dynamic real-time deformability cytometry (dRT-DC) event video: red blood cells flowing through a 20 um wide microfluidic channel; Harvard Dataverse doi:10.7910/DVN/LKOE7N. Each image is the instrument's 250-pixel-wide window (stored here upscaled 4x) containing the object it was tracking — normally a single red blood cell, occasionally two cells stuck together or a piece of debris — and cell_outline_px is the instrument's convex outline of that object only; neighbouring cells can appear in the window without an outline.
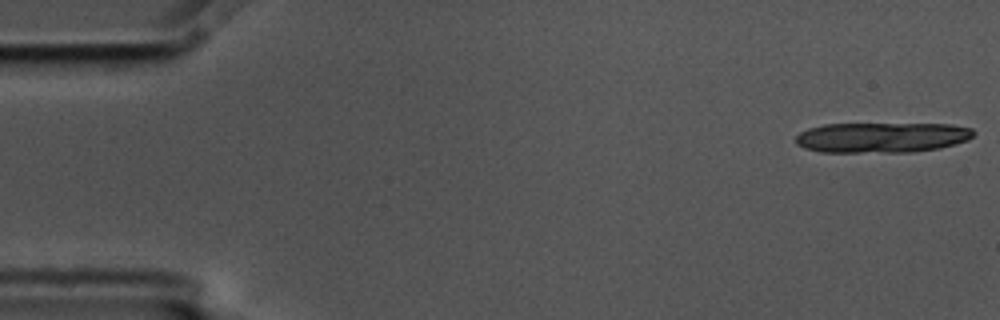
{"species": "common noctule bat (a hibernating species)", "species_latin": "Nyctalus noctula", "temperature_condition": "cold", "stored_images_in_passage": 8, "camera_frame_rate_fps": 3000, "um_per_image_px": 0.085, "animal": {"sex": "male", "body_mass_g": 17.5, "forearm_length_mm": 52.3}, "frame": {"image": 1, "passage_image": 1, "time_ms": 0.0, "image_size_px": [1000, 320], "cell_outline_px": [[976, 132], [968, 140], [956, 144], [940, 148], [908, 152], [820, 152], [804, 148], [796, 144], [796, 136], [800, 132], [808, 128], [824, 124], [952, 124], [972, 128]], "centroid_in_image_um": [74.96, 11.68], "position_along_channel_um": 10.0, "area_um2": 31.56}}